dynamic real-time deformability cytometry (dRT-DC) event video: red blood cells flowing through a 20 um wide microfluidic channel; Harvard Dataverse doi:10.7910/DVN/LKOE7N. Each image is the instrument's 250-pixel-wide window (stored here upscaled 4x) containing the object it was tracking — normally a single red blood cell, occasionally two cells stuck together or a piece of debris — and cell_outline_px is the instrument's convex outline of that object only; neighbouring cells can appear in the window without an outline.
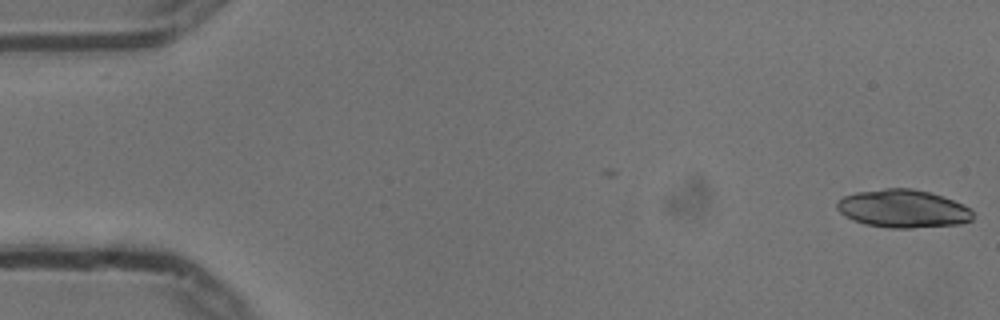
{"species": "common noctule bat (a hibernating species)", "species_latin": "Nyctalus noctula", "temperature_condition": "cold", "stored_images_in_passage": 21, "camera_frame_rate_fps": 3000, "um_per_image_px": 0.085, "animal": {"sex": "male", "body_mass_g": 13.3}, "frame": {"image": 1, "passage_image": 1, "time_ms": 0.0, "image_size_px": [1000, 320], "cell_outline_px": [[972, 220], [960, 224], [912, 228], [892, 228], [864, 224], [852, 220], [844, 216], [836, 208], [836, 204], [844, 196], [856, 192], [884, 188], [912, 188], [928, 192], [952, 200], [968, 208], [972, 212]], "centroid_in_image_um": [76.71, 17.74], "position_along_channel_um": 8.3, "area_um2": 29.94}}